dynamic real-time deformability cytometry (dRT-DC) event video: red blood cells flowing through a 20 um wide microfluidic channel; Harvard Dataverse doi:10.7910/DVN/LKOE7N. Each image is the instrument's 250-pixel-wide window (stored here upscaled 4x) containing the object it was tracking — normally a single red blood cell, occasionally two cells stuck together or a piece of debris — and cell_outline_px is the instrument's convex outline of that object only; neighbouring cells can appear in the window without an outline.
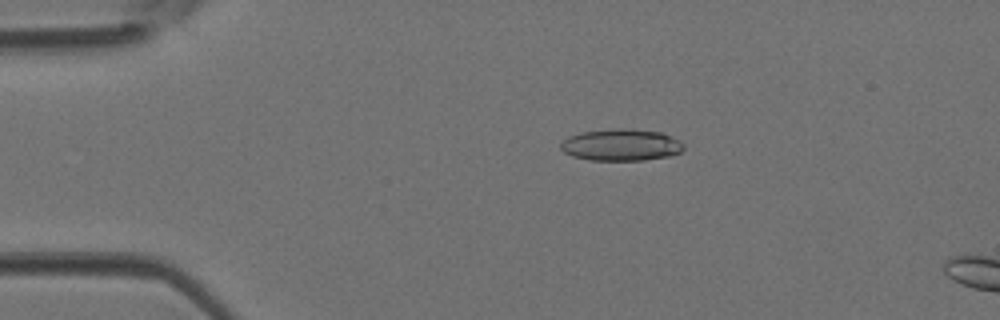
{"species": "Egyptian fruit bat (a non-hibernating species)", "species_latin": "Rousettus aegyptiacus", "temperature_condition": "room temperature", "stored_images_in_passage": 12, "camera_frame_rate_fps": 3000, "um_per_image_px": 0.085, "animal": {"sex": "female"}, "frame": {"image": 1, "passage_image": 9, "time_ms": 2.667, "image_size_px": [1000, 320], "cell_outline_px": [[684, 148], [680, 152], [668, 156], [644, 160], [588, 160], [572, 156], [564, 152], [560, 148], [560, 144], [568, 136], [580, 132], [616, 128], [624, 128], [660, 132], [684, 144]], "centroid_in_image_um": [52.74, 12.32], "position_along_channel_um": 32.3, "area_um2": 22.66}}